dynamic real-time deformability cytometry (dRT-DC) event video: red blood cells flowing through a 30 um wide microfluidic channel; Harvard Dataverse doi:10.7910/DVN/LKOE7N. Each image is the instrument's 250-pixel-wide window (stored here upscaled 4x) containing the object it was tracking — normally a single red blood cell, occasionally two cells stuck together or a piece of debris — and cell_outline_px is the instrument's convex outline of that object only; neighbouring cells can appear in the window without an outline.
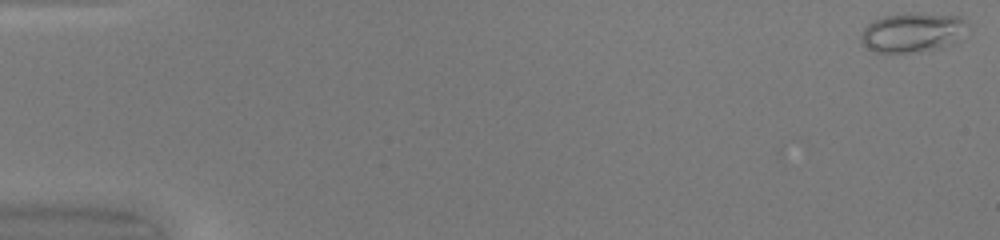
{"species": "common noctule bat (a hibernating species)", "species_latin": "Nyctalus noctula", "temperature_condition": "warm", "stored_images_in_passage": 16, "camera_frame_rate_fps": 3000, "um_per_image_px": 0.085, "animal": {"sex": "female", "body_mass_g": 20.0, "forearm_length_mm": 54.0}, "frame": {"image": 1, "passage_image": 1, "time_ms": 0.0, "image_size_px": [1000, 240], "cell_outline_px": [[968, 24], [960, 40], [956, 44], [940, 48], [912, 52], [872, 52], [860, 44], [860, 36], [864, 28], [872, 20], [884, 16], [908, 12], [916, 12], [960, 16]], "centroid_in_image_um": [77.56, 2.75], "position_along_channel_um": 7.4, "area_um2": 25.09}}